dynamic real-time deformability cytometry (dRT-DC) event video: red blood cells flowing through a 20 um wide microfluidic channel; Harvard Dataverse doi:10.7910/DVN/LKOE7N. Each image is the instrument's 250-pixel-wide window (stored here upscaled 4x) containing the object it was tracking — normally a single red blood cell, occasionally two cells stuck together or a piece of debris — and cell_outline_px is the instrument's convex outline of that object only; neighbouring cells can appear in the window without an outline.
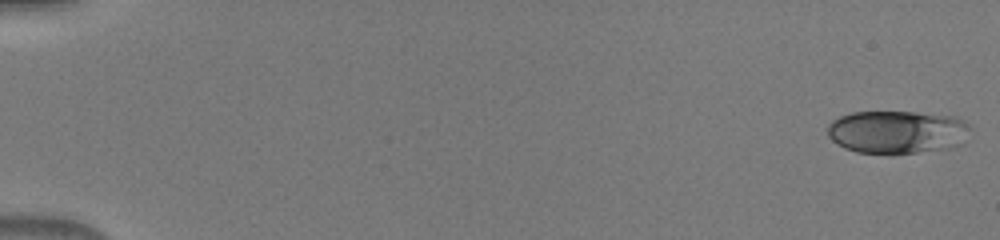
{"species": "human", "species_latin": "Homo sapiens", "temperature_condition": "warm", "stored_images_in_passage": 49, "camera_frame_rate_fps": 3000, "um_per_image_px": 0.085, "donor": {"sex": "male"}, "frame": {"image": 1, "passage_image": 1, "time_ms": 0.0, "image_size_px": [1000, 240], "cell_outline_px": [[972, 128], [964, 144], [948, 148], [916, 152], [856, 152], [844, 148], [832, 140], [828, 136], [828, 124], [832, 120], [840, 116], [852, 112], [912, 112], [956, 116], [964, 120]], "centroid_in_image_um": [76.31, 11.2], "position_along_channel_um": 8.7, "area_um2": 35.78}}
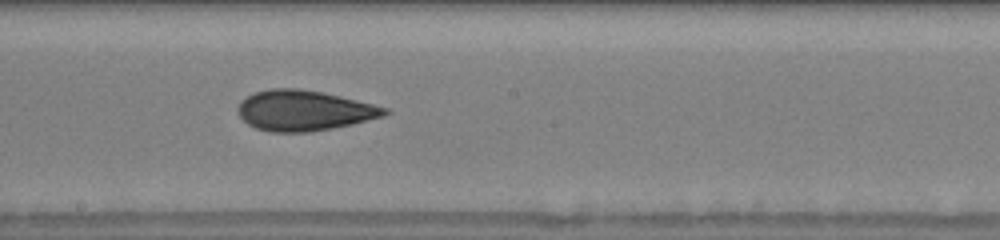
{"frame": {"image": 2, "passage_image": 29, "time_ms": 9.333, "image_size_px": [1000, 240], "cell_outline_px": [[392, 112], [384, 116], [352, 124], [332, 128], [308, 132], [272, 132], [256, 128], [248, 124], [236, 112], [240, 100], [256, 92], [268, 88], [296, 88], [320, 92], [340, 96], [388, 108]], "centroid_in_image_um": [25.83, 9.39], "position_along_channel_um": 222.4, "area_um2": 34.45}}
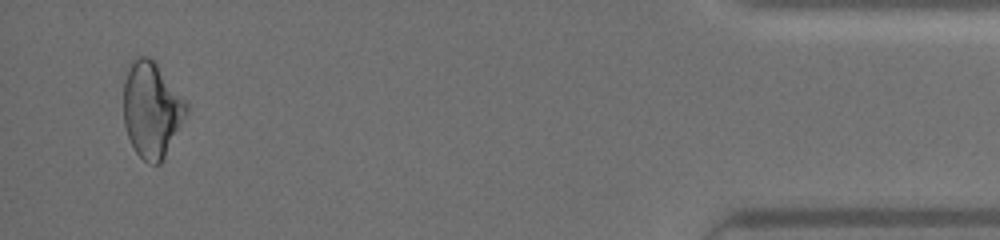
{"frame": {"image": 3, "passage_image": 48, "time_ms": 15.667, "image_size_px": [1000, 240], "cell_outline_px": [[188, 112], [184, 120], [160, 164], [148, 164], [136, 152], [128, 136], [124, 124], [124, 68], [132, 56], [148, 56], [156, 64], [188, 104]], "centroid_in_image_um": [12.85, 9.27], "position_along_channel_um": 422.4, "area_um2": 35.03}}